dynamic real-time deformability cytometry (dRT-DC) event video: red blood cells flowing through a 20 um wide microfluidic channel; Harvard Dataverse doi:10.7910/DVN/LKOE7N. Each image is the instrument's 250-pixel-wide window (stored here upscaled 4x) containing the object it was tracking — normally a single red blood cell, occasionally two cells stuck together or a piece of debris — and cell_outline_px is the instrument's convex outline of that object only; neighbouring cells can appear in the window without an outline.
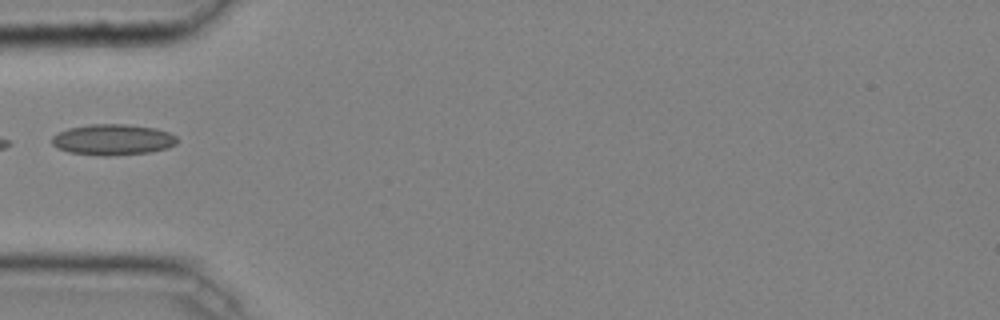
{"species": "common noctule bat (a hibernating species)", "species_latin": "Nyctalus noctula", "temperature_condition": "cold", "stored_images_in_passage": 16, "camera_frame_rate_fps": 3000, "um_per_image_px": 0.085, "animal": {"sex": "male", "body_mass_g": 20.4}, "frame": {"image": 1, "passage_image": 1, "time_ms": 0.0, "image_size_px": [1000, 320], "cell_outline_px": [[176, 144], [168, 148], [148, 152], [108, 156], [100, 156], [68, 152], [56, 148], [52, 144], [52, 136], [68, 128], [88, 124], [124, 124], [156, 128], [168, 132], [176, 136]], "centroid_in_image_um": [9.56, 11.87], "position_along_channel_um": 75.4, "area_um2": 22.6}}